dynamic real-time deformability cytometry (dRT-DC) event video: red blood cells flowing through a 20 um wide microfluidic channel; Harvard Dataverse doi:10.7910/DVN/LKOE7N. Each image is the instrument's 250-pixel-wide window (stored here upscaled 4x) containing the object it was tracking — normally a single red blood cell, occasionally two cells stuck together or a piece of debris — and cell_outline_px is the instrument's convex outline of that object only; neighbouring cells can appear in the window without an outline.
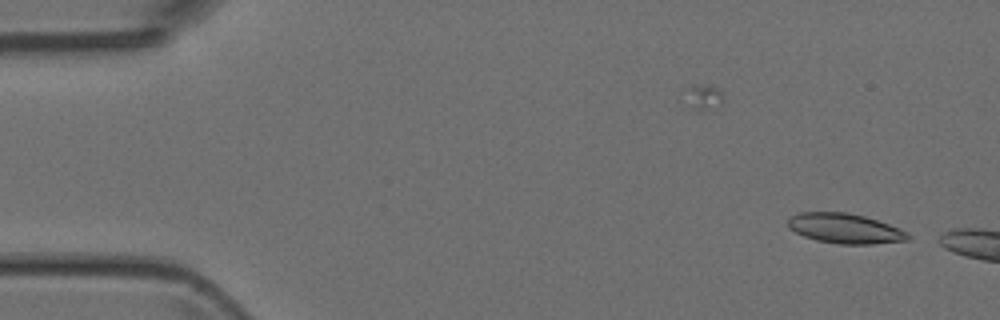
{"species": "Egyptian fruit bat (a non-hibernating species)", "species_latin": "Rousettus aegyptiacus", "temperature_condition": "room temperature", "stored_images_in_passage": 40, "camera_frame_rate_fps": 3000, "um_per_image_px": 0.085, "animal": {"sex": "female"}, "frame": {"image": 1, "passage_image": 1, "time_ms": 0.0, "image_size_px": [1000, 320], "cell_outline_px": [[912, 236], [908, 240], [872, 244], [840, 244], [816, 240], [804, 236], [788, 228], [788, 216], [800, 212], [848, 212], [864, 216], [900, 228], [908, 232]], "centroid_in_image_um": [71.82, 19.41], "position_along_channel_um": 13.2, "area_um2": 21.04}}
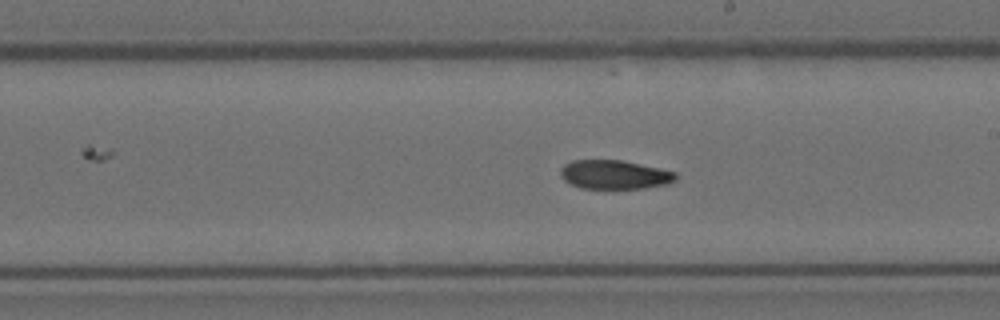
{"frame": {"image": 2, "passage_image": 25, "time_ms": 8.0, "image_size_px": [1000, 320], "cell_outline_px": [[676, 180], [668, 184], [644, 188], [580, 188], [568, 184], [560, 176], [560, 168], [564, 164], [572, 160], [620, 160], [660, 168], [676, 172]], "centroid_in_image_um": [52.2, 14.84], "position_along_channel_um": 236.8, "area_um2": 19.54}}
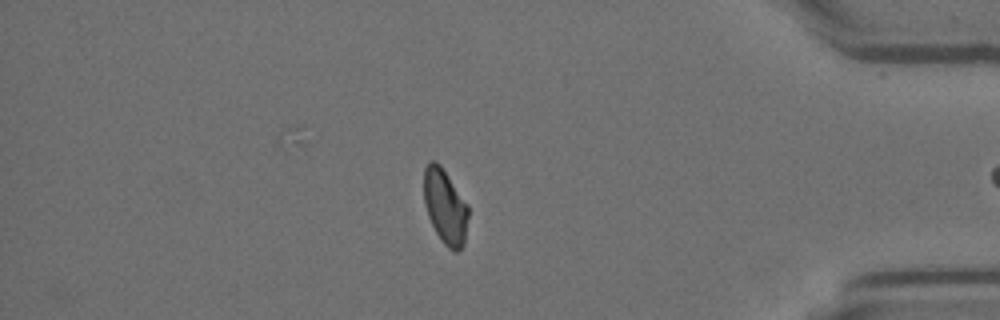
{"frame": {"image": 3, "passage_image": 39, "time_ms": 12.667, "image_size_px": [1000, 320], "cell_outline_px": [[468, 216], [464, 244], [460, 252], [452, 252], [440, 240], [428, 216], [424, 204], [424, 168], [428, 160], [436, 160], [440, 164], [468, 204]], "centroid_in_image_um": [37.83, 17.56], "position_along_channel_um": 397.4, "area_um2": 19.65}}